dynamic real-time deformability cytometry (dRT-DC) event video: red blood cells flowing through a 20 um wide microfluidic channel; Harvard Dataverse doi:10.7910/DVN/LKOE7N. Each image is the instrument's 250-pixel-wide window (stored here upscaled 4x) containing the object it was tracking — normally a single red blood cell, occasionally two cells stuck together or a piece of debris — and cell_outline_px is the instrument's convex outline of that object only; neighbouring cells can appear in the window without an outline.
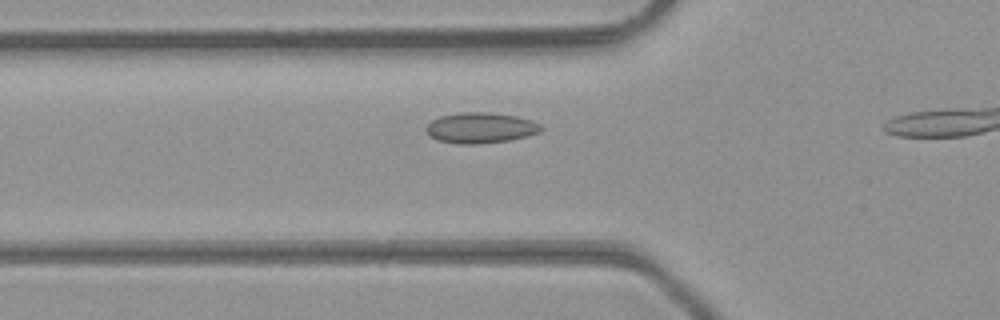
{"species": "common noctule bat (a hibernating species)", "species_latin": "Nyctalus noctula", "temperature_condition": "room temperature", "stored_images_in_passage": 14, "camera_frame_rate_fps": 3000, "um_per_image_px": 0.085, "animal": {"sex": "male", "body_mass_g": 23.1, "forearm_length_mm": 52.7}, "frame": {"image": 1, "passage_image": 7, "time_ms": 2.0, "image_size_px": [1000, 320], "cell_outline_px": [[544, 128], [540, 132], [508, 140], [476, 144], [456, 144], [440, 140], [432, 136], [424, 128], [432, 120], [440, 116], [460, 112], [484, 112], [516, 116], [532, 120], [540, 124]], "centroid_in_image_um": [40.85, 10.86], "position_along_channel_um": 84.9, "area_um2": 20.29}}
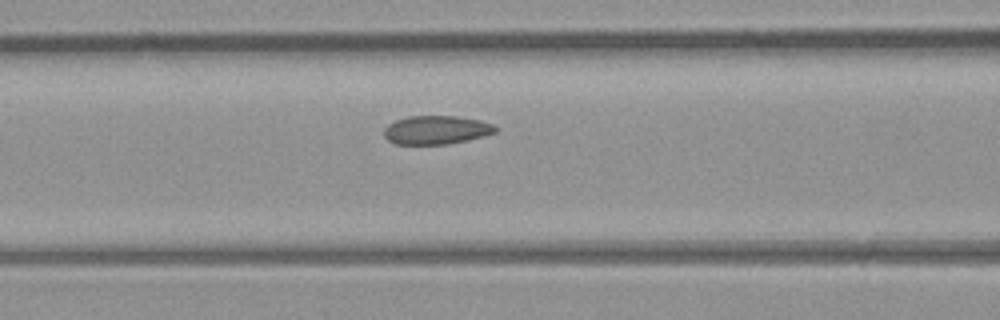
{"frame": {"image": 2, "passage_image": 10, "time_ms": 3.0, "image_size_px": [1000, 320], "cell_outline_px": [[496, 132], [484, 136], [468, 140], [448, 144], [396, 144], [388, 140], [384, 136], [384, 128], [388, 124], [396, 120], [408, 116], [456, 116], [480, 120], [492, 124], [496, 128]], "centroid_in_image_um": [37.07, 11.04], "position_along_channel_um": 129.5, "area_um2": 18.55}}